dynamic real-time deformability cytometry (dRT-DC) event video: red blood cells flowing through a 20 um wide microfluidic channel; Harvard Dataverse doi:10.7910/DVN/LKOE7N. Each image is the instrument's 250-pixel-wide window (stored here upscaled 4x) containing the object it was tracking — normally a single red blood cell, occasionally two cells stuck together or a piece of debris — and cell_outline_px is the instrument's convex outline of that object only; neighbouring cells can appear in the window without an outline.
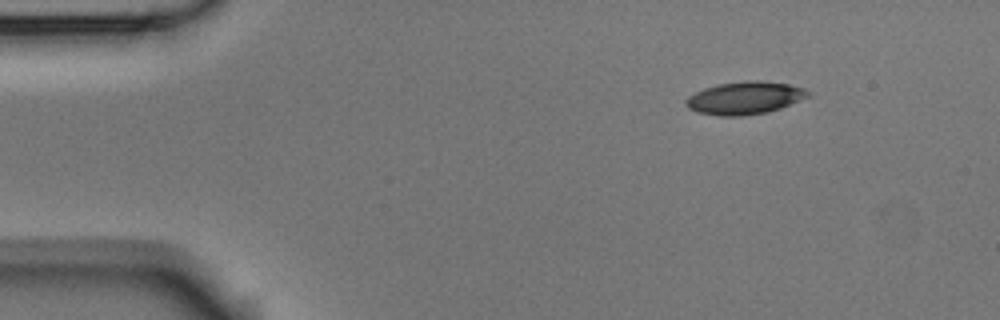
{"species": "Egyptian fruit bat (a non-hibernating species)", "species_latin": "Rousettus aegyptiacus", "temperature_condition": "room temperature", "stored_images_in_passage": 4, "camera_frame_rate_fps": 3000, "um_per_image_px": 0.085, "animal": {"sex": "male"}, "frame": {"image": 1, "passage_image": 1, "time_ms": 0.0, "image_size_px": [1000, 320], "cell_outline_px": [[812, 92], [808, 96], [780, 108], [768, 112], [740, 116], [720, 116], [696, 112], [688, 108], [684, 104], [684, 100], [688, 96], [704, 88], [716, 84], [744, 80], [760, 80], [788, 84], [804, 88]], "centroid_in_image_um": [63.26, 8.32], "position_along_channel_um": 21.7, "area_um2": 23.41}}